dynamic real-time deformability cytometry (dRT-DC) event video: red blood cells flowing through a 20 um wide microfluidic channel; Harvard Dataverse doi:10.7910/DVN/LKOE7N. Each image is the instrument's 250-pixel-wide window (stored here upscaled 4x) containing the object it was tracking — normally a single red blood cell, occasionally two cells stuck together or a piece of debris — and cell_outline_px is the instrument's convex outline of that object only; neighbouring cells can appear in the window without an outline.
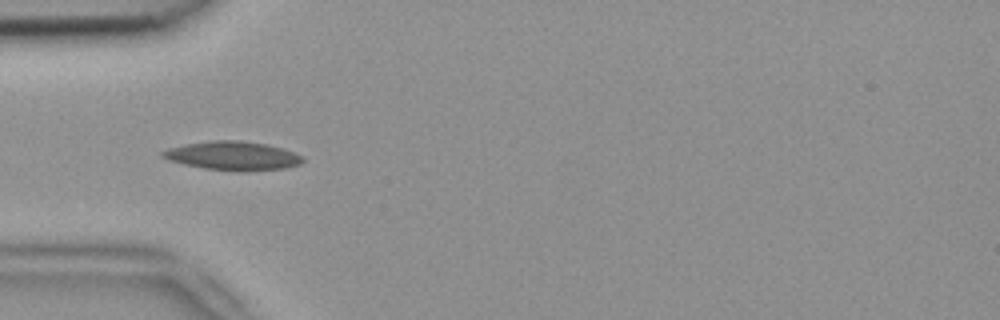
{"species": "common noctule bat (a hibernating species)", "species_latin": "Nyctalus noctula", "temperature_condition": "room temperature", "stored_images_in_passage": 7, "camera_frame_rate_fps": 3000, "um_per_image_px": 0.085, "animal": {"sex": "female", "body_mass_g": 18.4}, "frame": {"image": 1, "passage_image": 4, "time_ms": 1.0, "image_size_px": [1000, 320], "cell_outline_px": [[304, 160], [300, 164], [288, 168], [244, 172], [240, 172], [204, 168], [184, 164], [168, 160], [160, 156], [160, 152], [168, 148], [188, 144], [212, 140], [240, 140], [268, 144], [284, 148], [304, 156]], "centroid_in_image_um": [19.83, 13.25], "position_along_channel_um": 65.2, "area_um2": 23.87}}
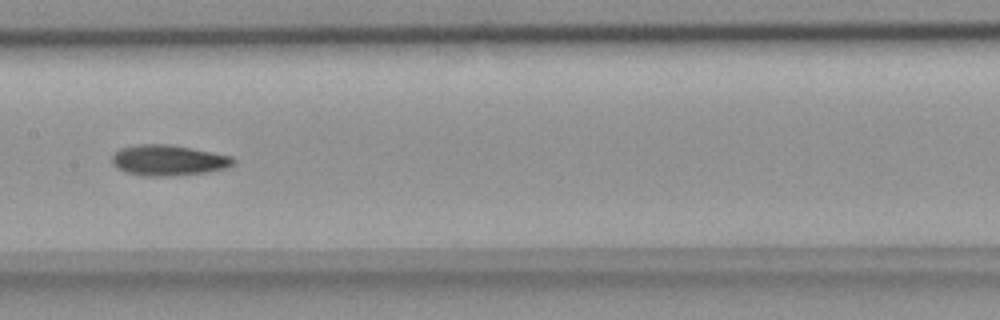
{"frame": {"image": 2, "passage_image": 7, "time_ms": 2.0, "image_size_px": [1000, 320], "cell_outline_px": [[236, 164], [228, 168], [204, 172], [172, 176], [144, 176], [128, 172], [112, 164], [112, 156], [120, 148], [136, 144], [168, 144], [192, 148], [232, 156], [236, 160]], "centroid_in_image_um": [14.35, 13.61], "position_along_channel_um": 193.0, "area_um2": 21.68}}